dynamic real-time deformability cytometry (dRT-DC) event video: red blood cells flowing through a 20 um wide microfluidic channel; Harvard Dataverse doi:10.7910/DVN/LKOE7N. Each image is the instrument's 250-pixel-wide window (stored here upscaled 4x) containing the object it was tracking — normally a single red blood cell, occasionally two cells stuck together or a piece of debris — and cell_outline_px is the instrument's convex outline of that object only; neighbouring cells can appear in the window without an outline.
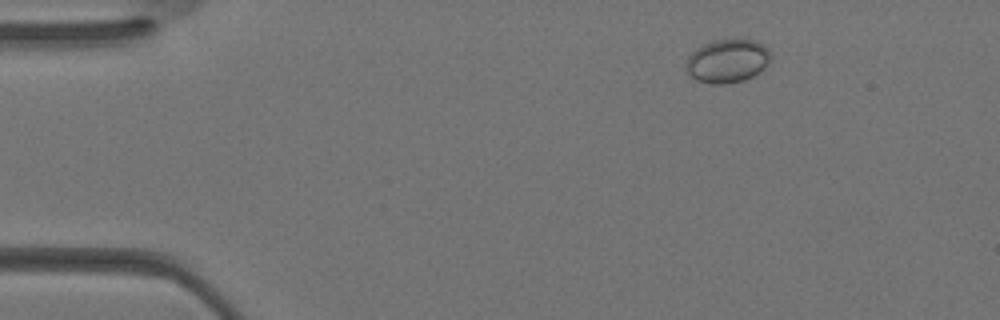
{"species": "Egyptian fruit bat (a non-hibernating species)", "species_latin": "Rousettus aegyptiacus", "temperature_condition": "warm", "stored_images_in_passage": 29, "camera_frame_rate_fps": 3000, "um_per_image_px": 0.085, "animal": {"sex": "female"}, "frame": {"image": 1, "passage_image": 5, "time_ms": 1.333, "image_size_px": [1000, 320], "cell_outline_px": [[772, 56], [768, 64], [760, 72], [744, 80], [724, 84], [712, 84], [696, 80], [684, 68], [684, 64], [688, 56], [696, 48], [704, 44], [716, 40], [752, 40], [764, 44], [768, 48]], "centroid_in_image_um": [61.83, 5.19], "position_along_channel_um": 23.2, "area_um2": 21.56}}
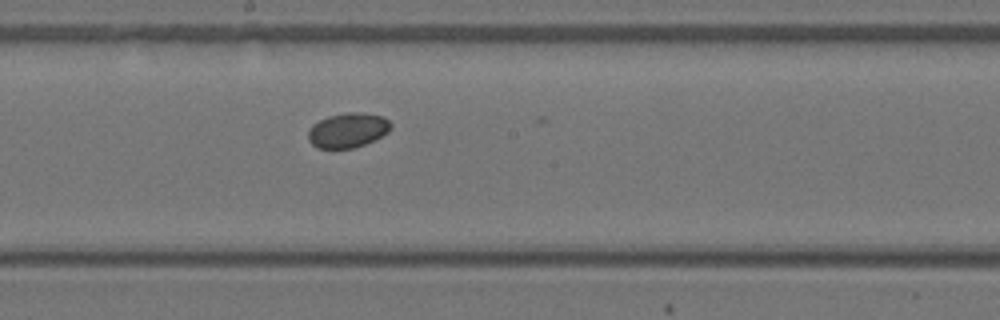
{"frame": {"image": 2, "passage_image": 19, "time_ms": 6.0, "image_size_px": [1000, 320], "cell_outline_px": [[392, 124], [388, 132], [364, 144], [352, 148], [316, 148], [308, 140], [308, 132], [312, 124], [328, 116], [348, 112], [364, 112], [384, 116]], "centroid_in_image_um": [29.55, 11.05], "position_along_channel_um": 218.6, "area_um2": 16.7}}
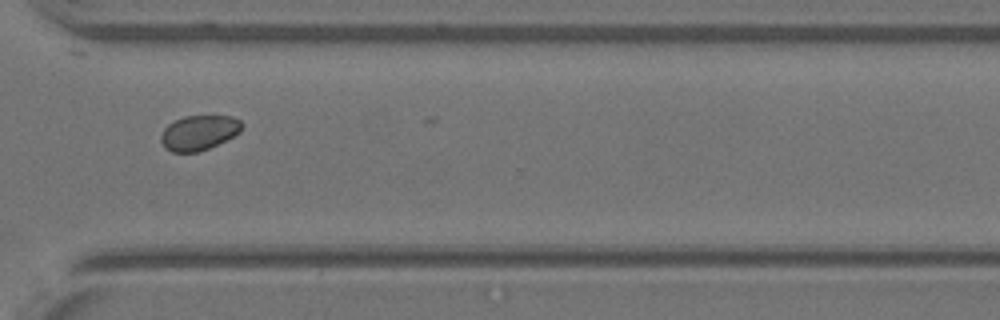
{"frame": {"image": 3, "passage_image": 26, "time_ms": 8.333, "image_size_px": [1000, 320], "cell_outline_px": [[244, 124], [240, 132], [208, 148], [196, 152], [172, 152], [164, 148], [160, 140], [160, 136], [164, 128], [168, 124], [184, 116], [232, 116], [240, 120]], "centroid_in_image_um": [16.89, 11.27], "position_along_channel_um": 353.7, "area_um2": 16.36}}